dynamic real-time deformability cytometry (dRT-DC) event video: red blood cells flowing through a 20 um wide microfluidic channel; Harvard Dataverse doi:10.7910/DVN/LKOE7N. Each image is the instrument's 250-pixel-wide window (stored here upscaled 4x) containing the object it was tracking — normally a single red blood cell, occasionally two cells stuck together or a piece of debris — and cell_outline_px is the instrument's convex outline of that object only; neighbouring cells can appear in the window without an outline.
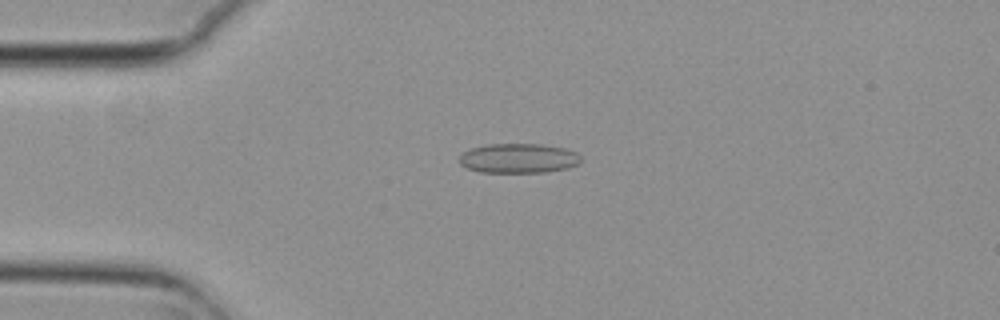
{"species": "common noctule bat (a hibernating species)", "species_latin": "Nyctalus noctula", "temperature_condition": "cold", "stored_images_in_passage": 55, "camera_frame_rate_fps": 3000, "um_per_image_px": 0.085, "animal": {"sex": "female", "body_mass_g": 29.2, "forearm_length_mm": 56.3}, "frame": {"image": 1, "passage_image": 13, "time_ms": 4.0, "image_size_px": [1000, 320], "cell_outline_px": [[580, 160], [576, 164], [568, 168], [544, 172], [480, 172], [468, 168], [460, 164], [460, 156], [464, 152], [472, 148], [488, 144], [540, 144], [564, 148], [576, 152], [580, 156]], "centroid_in_image_um": [44.07, 13.45], "position_along_channel_um": 40.9, "area_um2": 20.75}}
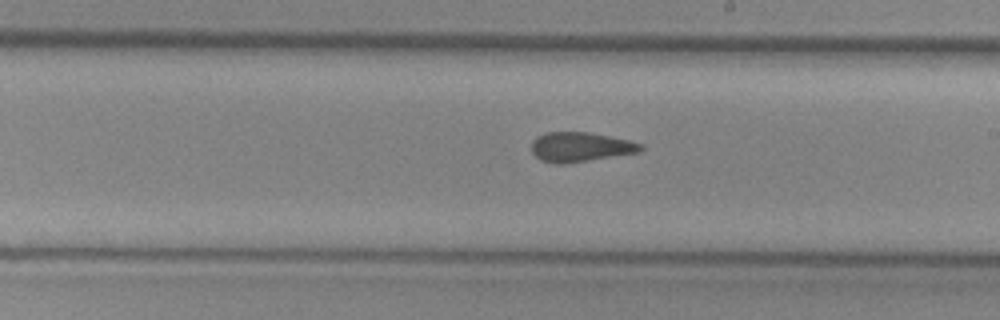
{"frame": {"image": 2, "passage_image": 31, "time_ms": 10.0, "image_size_px": [1000, 320], "cell_outline_px": [[644, 148], [640, 152], [564, 164], [552, 164], [540, 160], [532, 152], [532, 140], [536, 136], [548, 132], [588, 132], [628, 140], [644, 144]], "centroid_in_image_um": [49.32, 12.5], "position_along_channel_um": 239.7, "area_um2": 18.9}}
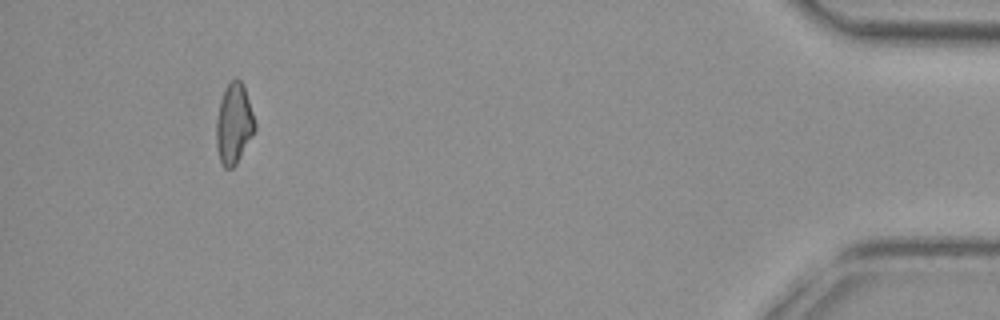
{"frame": {"image": 3, "passage_image": 51, "time_ms": 16.667, "image_size_px": [1000, 320], "cell_outline_px": [[256, 128], [236, 164], [232, 168], [224, 168], [220, 160], [216, 148], [216, 120], [220, 100], [224, 88], [228, 80], [236, 76], [240, 80], [244, 88], [256, 124]], "centroid_in_image_um": [19.85, 10.48], "position_along_channel_um": 415.3, "area_um2": 18.09}, "authors_computed_cell_mechanics": {"area_um2": 19.1318, "velocity_mm_per_s": 3.7182, "shape_relaxation_time_tau1_ms": null, "shape_relaxation_time_tau2_ms": 1.8069, "deformation_change_tau1": null, "deformation_change_tau2": 0.1101}}